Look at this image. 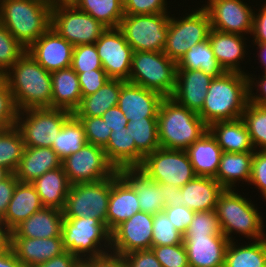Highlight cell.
Masks as SVG:
<instances>
[{"mask_svg":"<svg viewBox=\"0 0 266 267\" xmlns=\"http://www.w3.org/2000/svg\"><path fill=\"white\" fill-rule=\"evenodd\" d=\"M158 140L161 148L186 150L207 131L208 125L198 113L164 97L159 105Z\"/></svg>","mask_w":266,"mask_h":267,"instance_id":"3","label":"cell"},{"mask_svg":"<svg viewBox=\"0 0 266 267\" xmlns=\"http://www.w3.org/2000/svg\"><path fill=\"white\" fill-rule=\"evenodd\" d=\"M223 234L215 210L195 212L184 236H205Z\"/></svg>","mask_w":266,"mask_h":267,"instance_id":"47","label":"cell"},{"mask_svg":"<svg viewBox=\"0 0 266 267\" xmlns=\"http://www.w3.org/2000/svg\"><path fill=\"white\" fill-rule=\"evenodd\" d=\"M141 211L135 189L116 171L111 176L106 225L112 232L123 221Z\"/></svg>","mask_w":266,"mask_h":267,"instance_id":"20","label":"cell"},{"mask_svg":"<svg viewBox=\"0 0 266 267\" xmlns=\"http://www.w3.org/2000/svg\"><path fill=\"white\" fill-rule=\"evenodd\" d=\"M76 267H90L85 261L81 260Z\"/></svg>","mask_w":266,"mask_h":267,"instance_id":"69","label":"cell"},{"mask_svg":"<svg viewBox=\"0 0 266 267\" xmlns=\"http://www.w3.org/2000/svg\"><path fill=\"white\" fill-rule=\"evenodd\" d=\"M62 166V160L51 147H25L14 172L19 182L32 183L49 170Z\"/></svg>","mask_w":266,"mask_h":267,"instance_id":"27","label":"cell"},{"mask_svg":"<svg viewBox=\"0 0 266 267\" xmlns=\"http://www.w3.org/2000/svg\"><path fill=\"white\" fill-rule=\"evenodd\" d=\"M9 232L4 228L3 222L0 219V249L8 245Z\"/></svg>","mask_w":266,"mask_h":267,"instance_id":"64","label":"cell"},{"mask_svg":"<svg viewBox=\"0 0 266 267\" xmlns=\"http://www.w3.org/2000/svg\"><path fill=\"white\" fill-rule=\"evenodd\" d=\"M242 119L247 126L254 149L266 150V105L249 102Z\"/></svg>","mask_w":266,"mask_h":267,"instance_id":"43","label":"cell"},{"mask_svg":"<svg viewBox=\"0 0 266 267\" xmlns=\"http://www.w3.org/2000/svg\"><path fill=\"white\" fill-rule=\"evenodd\" d=\"M73 47L50 27L26 52L52 73L71 67Z\"/></svg>","mask_w":266,"mask_h":267,"instance_id":"18","label":"cell"},{"mask_svg":"<svg viewBox=\"0 0 266 267\" xmlns=\"http://www.w3.org/2000/svg\"><path fill=\"white\" fill-rule=\"evenodd\" d=\"M207 2V5L202 7L208 13L211 29L240 35L251 34L254 11L243 0H208Z\"/></svg>","mask_w":266,"mask_h":267,"instance_id":"17","label":"cell"},{"mask_svg":"<svg viewBox=\"0 0 266 267\" xmlns=\"http://www.w3.org/2000/svg\"><path fill=\"white\" fill-rule=\"evenodd\" d=\"M103 149L108 162L116 171L135 168V142L130 135V128L112 131Z\"/></svg>","mask_w":266,"mask_h":267,"instance_id":"37","label":"cell"},{"mask_svg":"<svg viewBox=\"0 0 266 267\" xmlns=\"http://www.w3.org/2000/svg\"><path fill=\"white\" fill-rule=\"evenodd\" d=\"M84 127L87 143L104 148L112 132L102 117L75 116Z\"/></svg>","mask_w":266,"mask_h":267,"instance_id":"48","label":"cell"},{"mask_svg":"<svg viewBox=\"0 0 266 267\" xmlns=\"http://www.w3.org/2000/svg\"><path fill=\"white\" fill-rule=\"evenodd\" d=\"M185 151L196 176L212 178L216 176L223 152L209 131Z\"/></svg>","mask_w":266,"mask_h":267,"instance_id":"30","label":"cell"},{"mask_svg":"<svg viewBox=\"0 0 266 267\" xmlns=\"http://www.w3.org/2000/svg\"><path fill=\"white\" fill-rule=\"evenodd\" d=\"M103 70L110 79L129 80L133 49L119 27L107 28L95 42Z\"/></svg>","mask_w":266,"mask_h":267,"instance_id":"15","label":"cell"},{"mask_svg":"<svg viewBox=\"0 0 266 267\" xmlns=\"http://www.w3.org/2000/svg\"><path fill=\"white\" fill-rule=\"evenodd\" d=\"M90 267H128L123 256L107 253L103 256L84 260Z\"/></svg>","mask_w":266,"mask_h":267,"instance_id":"60","label":"cell"},{"mask_svg":"<svg viewBox=\"0 0 266 267\" xmlns=\"http://www.w3.org/2000/svg\"><path fill=\"white\" fill-rule=\"evenodd\" d=\"M51 79V108L67 110L73 114L82 98L78 74L69 67L52 72Z\"/></svg>","mask_w":266,"mask_h":267,"instance_id":"32","label":"cell"},{"mask_svg":"<svg viewBox=\"0 0 266 267\" xmlns=\"http://www.w3.org/2000/svg\"><path fill=\"white\" fill-rule=\"evenodd\" d=\"M8 244L24 267H32L65 252L62 237H9Z\"/></svg>","mask_w":266,"mask_h":267,"instance_id":"23","label":"cell"},{"mask_svg":"<svg viewBox=\"0 0 266 267\" xmlns=\"http://www.w3.org/2000/svg\"><path fill=\"white\" fill-rule=\"evenodd\" d=\"M41 199L31 183L18 182L4 218V228L11 232L22 221L43 208Z\"/></svg>","mask_w":266,"mask_h":267,"instance_id":"28","label":"cell"},{"mask_svg":"<svg viewBox=\"0 0 266 267\" xmlns=\"http://www.w3.org/2000/svg\"><path fill=\"white\" fill-rule=\"evenodd\" d=\"M162 267H189L184 243L178 245L152 246Z\"/></svg>","mask_w":266,"mask_h":267,"instance_id":"49","label":"cell"},{"mask_svg":"<svg viewBox=\"0 0 266 267\" xmlns=\"http://www.w3.org/2000/svg\"><path fill=\"white\" fill-rule=\"evenodd\" d=\"M51 28L73 46L94 44L107 29L74 5L52 6Z\"/></svg>","mask_w":266,"mask_h":267,"instance_id":"13","label":"cell"},{"mask_svg":"<svg viewBox=\"0 0 266 267\" xmlns=\"http://www.w3.org/2000/svg\"><path fill=\"white\" fill-rule=\"evenodd\" d=\"M138 169L155 182L178 188L196 177L185 150L160 147L145 156Z\"/></svg>","mask_w":266,"mask_h":267,"instance_id":"12","label":"cell"},{"mask_svg":"<svg viewBox=\"0 0 266 267\" xmlns=\"http://www.w3.org/2000/svg\"><path fill=\"white\" fill-rule=\"evenodd\" d=\"M44 207L63 210L71 184L63 167L47 171L31 183Z\"/></svg>","mask_w":266,"mask_h":267,"instance_id":"33","label":"cell"},{"mask_svg":"<svg viewBox=\"0 0 266 267\" xmlns=\"http://www.w3.org/2000/svg\"><path fill=\"white\" fill-rule=\"evenodd\" d=\"M72 115L67 110L57 108L20 110L15 126L21 133L25 147H51L63 124Z\"/></svg>","mask_w":266,"mask_h":267,"instance_id":"8","label":"cell"},{"mask_svg":"<svg viewBox=\"0 0 266 267\" xmlns=\"http://www.w3.org/2000/svg\"><path fill=\"white\" fill-rule=\"evenodd\" d=\"M61 235L64 250L80 260L100 257L111 252V231L98 219L63 218Z\"/></svg>","mask_w":266,"mask_h":267,"instance_id":"6","label":"cell"},{"mask_svg":"<svg viewBox=\"0 0 266 267\" xmlns=\"http://www.w3.org/2000/svg\"><path fill=\"white\" fill-rule=\"evenodd\" d=\"M264 74L259 76L258 80L255 81V78H252L251 74L248 75V80H249V102L253 104H258V105H266V73L263 72ZM254 83V84H253ZM256 83V84H255ZM255 85V86H253ZM253 87H255L256 94L259 92L260 94H255L253 93ZM259 90V91H258ZM254 94V95H253Z\"/></svg>","mask_w":266,"mask_h":267,"instance_id":"59","label":"cell"},{"mask_svg":"<svg viewBox=\"0 0 266 267\" xmlns=\"http://www.w3.org/2000/svg\"><path fill=\"white\" fill-rule=\"evenodd\" d=\"M208 40L211 44L214 57L225 72L245 73L240 67L246 54V37L240 34L221 32L211 29ZM241 60V61H240Z\"/></svg>","mask_w":266,"mask_h":267,"instance_id":"24","label":"cell"},{"mask_svg":"<svg viewBox=\"0 0 266 267\" xmlns=\"http://www.w3.org/2000/svg\"><path fill=\"white\" fill-rule=\"evenodd\" d=\"M81 260L74 254L65 251L64 253L49 259L48 261L32 267H76Z\"/></svg>","mask_w":266,"mask_h":267,"instance_id":"61","label":"cell"},{"mask_svg":"<svg viewBox=\"0 0 266 267\" xmlns=\"http://www.w3.org/2000/svg\"><path fill=\"white\" fill-rule=\"evenodd\" d=\"M248 103V75L225 72L211 81L198 115L208 126L216 121L235 120L242 118Z\"/></svg>","mask_w":266,"mask_h":267,"instance_id":"2","label":"cell"},{"mask_svg":"<svg viewBox=\"0 0 266 267\" xmlns=\"http://www.w3.org/2000/svg\"><path fill=\"white\" fill-rule=\"evenodd\" d=\"M123 8L127 15L170 13L167 11V0H127Z\"/></svg>","mask_w":266,"mask_h":267,"instance_id":"51","label":"cell"},{"mask_svg":"<svg viewBox=\"0 0 266 267\" xmlns=\"http://www.w3.org/2000/svg\"><path fill=\"white\" fill-rule=\"evenodd\" d=\"M153 214L140 211L111 232V253L123 256L151 249Z\"/></svg>","mask_w":266,"mask_h":267,"instance_id":"16","label":"cell"},{"mask_svg":"<svg viewBox=\"0 0 266 267\" xmlns=\"http://www.w3.org/2000/svg\"><path fill=\"white\" fill-rule=\"evenodd\" d=\"M84 127L79 119L72 115L62 126L51 148L61 160L76 153L85 145Z\"/></svg>","mask_w":266,"mask_h":267,"instance_id":"41","label":"cell"},{"mask_svg":"<svg viewBox=\"0 0 266 267\" xmlns=\"http://www.w3.org/2000/svg\"><path fill=\"white\" fill-rule=\"evenodd\" d=\"M163 212L168 216L172 224L175 225V228L183 235L186 233L195 215L194 211L182 205L165 207Z\"/></svg>","mask_w":266,"mask_h":267,"instance_id":"54","label":"cell"},{"mask_svg":"<svg viewBox=\"0 0 266 267\" xmlns=\"http://www.w3.org/2000/svg\"><path fill=\"white\" fill-rule=\"evenodd\" d=\"M63 218L62 210L51 207H43L9 232V237H62L61 232Z\"/></svg>","mask_w":266,"mask_h":267,"instance_id":"25","label":"cell"},{"mask_svg":"<svg viewBox=\"0 0 266 267\" xmlns=\"http://www.w3.org/2000/svg\"><path fill=\"white\" fill-rule=\"evenodd\" d=\"M123 257L128 267H162L152 249L130 252Z\"/></svg>","mask_w":266,"mask_h":267,"instance_id":"55","label":"cell"},{"mask_svg":"<svg viewBox=\"0 0 266 267\" xmlns=\"http://www.w3.org/2000/svg\"><path fill=\"white\" fill-rule=\"evenodd\" d=\"M189 267H224L225 252L229 243L224 234L184 236Z\"/></svg>","mask_w":266,"mask_h":267,"instance_id":"21","label":"cell"},{"mask_svg":"<svg viewBox=\"0 0 266 267\" xmlns=\"http://www.w3.org/2000/svg\"><path fill=\"white\" fill-rule=\"evenodd\" d=\"M177 70H201L214 78L225 73L214 57L209 40L192 46L177 63Z\"/></svg>","mask_w":266,"mask_h":267,"instance_id":"39","label":"cell"},{"mask_svg":"<svg viewBox=\"0 0 266 267\" xmlns=\"http://www.w3.org/2000/svg\"><path fill=\"white\" fill-rule=\"evenodd\" d=\"M214 77L201 70H177L173 98L179 105L198 113Z\"/></svg>","mask_w":266,"mask_h":267,"instance_id":"22","label":"cell"},{"mask_svg":"<svg viewBox=\"0 0 266 267\" xmlns=\"http://www.w3.org/2000/svg\"><path fill=\"white\" fill-rule=\"evenodd\" d=\"M51 11L31 0H0V24L27 50L51 27Z\"/></svg>","mask_w":266,"mask_h":267,"instance_id":"4","label":"cell"},{"mask_svg":"<svg viewBox=\"0 0 266 267\" xmlns=\"http://www.w3.org/2000/svg\"><path fill=\"white\" fill-rule=\"evenodd\" d=\"M235 243L227 245L224 267H266V238L244 246Z\"/></svg>","mask_w":266,"mask_h":267,"instance_id":"38","label":"cell"},{"mask_svg":"<svg viewBox=\"0 0 266 267\" xmlns=\"http://www.w3.org/2000/svg\"><path fill=\"white\" fill-rule=\"evenodd\" d=\"M123 4L127 1V0H120Z\"/></svg>","mask_w":266,"mask_h":267,"instance_id":"70","label":"cell"},{"mask_svg":"<svg viewBox=\"0 0 266 267\" xmlns=\"http://www.w3.org/2000/svg\"><path fill=\"white\" fill-rule=\"evenodd\" d=\"M253 156L254 152H223L214 178L224 189H236L237 181L249 183Z\"/></svg>","mask_w":266,"mask_h":267,"instance_id":"34","label":"cell"},{"mask_svg":"<svg viewBox=\"0 0 266 267\" xmlns=\"http://www.w3.org/2000/svg\"><path fill=\"white\" fill-rule=\"evenodd\" d=\"M19 180L12 173L8 178L0 182V219L5 216L7 207L12 199L14 189Z\"/></svg>","mask_w":266,"mask_h":267,"instance_id":"57","label":"cell"},{"mask_svg":"<svg viewBox=\"0 0 266 267\" xmlns=\"http://www.w3.org/2000/svg\"><path fill=\"white\" fill-rule=\"evenodd\" d=\"M120 175L135 189L141 211L157 214L165 208L163 190L160 183L148 178L138 168H126Z\"/></svg>","mask_w":266,"mask_h":267,"instance_id":"31","label":"cell"},{"mask_svg":"<svg viewBox=\"0 0 266 267\" xmlns=\"http://www.w3.org/2000/svg\"><path fill=\"white\" fill-rule=\"evenodd\" d=\"M79 10L88 13L107 28H117L124 17L123 3L120 0H77Z\"/></svg>","mask_w":266,"mask_h":267,"instance_id":"40","label":"cell"},{"mask_svg":"<svg viewBox=\"0 0 266 267\" xmlns=\"http://www.w3.org/2000/svg\"><path fill=\"white\" fill-rule=\"evenodd\" d=\"M111 177L70 186L62 210L64 218H95L106 224Z\"/></svg>","mask_w":266,"mask_h":267,"instance_id":"11","label":"cell"},{"mask_svg":"<svg viewBox=\"0 0 266 267\" xmlns=\"http://www.w3.org/2000/svg\"><path fill=\"white\" fill-rule=\"evenodd\" d=\"M181 189V205L194 212L215 210L224 188L212 177L196 176Z\"/></svg>","mask_w":266,"mask_h":267,"instance_id":"26","label":"cell"},{"mask_svg":"<svg viewBox=\"0 0 266 267\" xmlns=\"http://www.w3.org/2000/svg\"><path fill=\"white\" fill-rule=\"evenodd\" d=\"M82 97L96 93L110 78L104 70L77 73Z\"/></svg>","mask_w":266,"mask_h":267,"instance_id":"53","label":"cell"},{"mask_svg":"<svg viewBox=\"0 0 266 267\" xmlns=\"http://www.w3.org/2000/svg\"><path fill=\"white\" fill-rule=\"evenodd\" d=\"M71 68L76 73L103 70L94 44H81L73 47Z\"/></svg>","mask_w":266,"mask_h":267,"instance_id":"46","label":"cell"},{"mask_svg":"<svg viewBox=\"0 0 266 267\" xmlns=\"http://www.w3.org/2000/svg\"><path fill=\"white\" fill-rule=\"evenodd\" d=\"M168 14L124 15L119 28L134 52L164 51L171 17Z\"/></svg>","mask_w":266,"mask_h":267,"instance_id":"10","label":"cell"},{"mask_svg":"<svg viewBox=\"0 0 266 267\" xmlns=\"http://www.w3.org/2000/svg\"><path fill=\"white\" fill-rule=\"evenodd\" d=\"M183 240L184 235L175 228L163 211L153 215L152 246L178 245Z\"/></svg>","mask_w":266,"mask_h":267,"instance_id":"44","label":"cell"},{"mask_svg":"<svg viewBox=\"0 0 266 267\" xmlns=\"http://www.w3.org/2000/svg\"><path fill=\"white\" fill-rule=\"evenodd\" d=\"M177 63L168 58L164 52H133L129 80L132 84L142 86L171 97L176 86Z\"/></svg>","mask_w":266,"mask_h":267,"instance_id":"7","label":"cell"},{"mask_svg":"<svg viewBox=\"0 0 266 267\" xmlns=\"http://www.w3.org/2000/svg\"><path fill=\"white\" fill-rule=\"evenodd\" d=\"M163 98L156 91L121 80L117 106L126 115L129 122L143 118H157L159 105Z\"/></svg>","mask_w":266,"mask_h":267,"instance_id":"19","label":"cell"},{"mask_svg":"<svg viewBox=\"0 0 266 267\" xmlns=\"http://www.w3.org/2000/svg\"><path fill=\"white\" fill-rule=\"evenodd\" d=\"M120 79H109L96 93L81 98L74 116L101 117L108 109L118 105Z\"/></svg>","mask_w":266,"mask_h":267,"instance_id":"35","label":"cell"},{"mask_svg":"<svg viewBox=\"0 0 266 267\" xmlns=\"http://www.w3.org/2000/svg\"><path fill=\"white\" fill-rule=\"evenodd\" d=\"M25 145L16 126L0 130V166L14 173L18 167Z\"/></svg>","mask_w":266,"mask_h":267,"instance_id":"42","label":"cell"},{"mask_svg":"<svg viewBox=\"0 0 266 267\" xmlns=\"http://www.w3.org/2000/svg\"><path fill=\"white\" fill-rule=\"evenodd\" d=\"M77 0H53V6L74 5Z\"/></svg>","mask_w":266,"mask_h":267,"instance_id":"66","label":"cell"},{"mask_svg":"<svg viewBox=\"0 0 266 267\" xmlns=\"http://www.w3.org/2000/svg\"><path fill=\"white\" fill-rule=\"evenodd\" d=\"M20 110L51 108L52 79L27 52L3 75Z\"/></svg>","mask_w":266,"mask_h":267,"instance_id":"1","label":"cell"},{"mask_svg":"<svg viewBox=\"0 0 266 267\" xmlns=\"http://www.w3.org/2000/svg\"><path fill=\"white\" fill-rule=\"evenodd\" d=\"M31 1H35V2H38V3H42V4H47V5L53 6V0H31Z\"/></svg>","mask_w":266,"mask_h":267,"instance_id":"68","label":"cell"},{"mask_svg":"<svg viewBox=\"0 0 266 267\" xmlns=\"http://www.w3.org/2000/svg\"><path fill=\"white\" fill-rule=\"evenodd\" d=\"M208 131L216 139L222 152H254L250 134L242 118L216 121L208 126Z\"/></svg>","mask_w":266,"mask_h":267,"instance_id":"29","label":"cell"},{"mask_svg":"<svg viewBox=\"0 0 266 267\" xmlns=\"http://www.w3.org/2000/svg\"><path fill=\"white\" fill-rule=\"evenodd\" d=\"M18 109L6 80L0 79V130L15 126Z\"/></svg>","mask_w":266,"mask_h":267,"instance_id":"50","label":"cell"},{"mask_svg":"<svg viewBox=\"0 0 266 267\" xmlns=\"http://www.w3.org/2000/svg\"><path fill=\"white\" fill-rule=\"evenodd\" d=\"M249 184L256 186L266 201V150L254 151Z\"/></svg>","mask_w":266,"mask_h":267,"instance_id":"52","label":"cell"},{"mask_svg":"<svg viewBox=\"0 0 266 267\" xmlns=\"http://www.w3.org/2000/svg\"><path fill=\"white\" fill-rule=\"evenodd\" d=\"M163 190L164 206L172 207L181 205V189L166 183L160 184Z\"/></svg>","mask_w":266,"mask_h":267,"instance_id":"62","label":"cell"},{"mask_svg":"<svg viewBox=\"0 0 266 267\" xmlns=\"http://www.w3.org/2000/svg\"><path fill=\"white\" fill-rule=\"evenodd\" d=\"M215 211L222 233L229 241L235 240L231 235L234 232L247 239L251 238V241L266 238L263 217L259 210L235 189H224L218 197Z\"/></svg>","mask_w":266,"mask_h":267,"instance_id":"5","label":"cell"},{"mask_svg":"<svg viewBox=\"0 0 266 267\" xmlns=\"http://www.w3.org/2000/svg\"><path fill=\"white\" fill-rule=\"evenodd\" d=\"M25 52L23 46L0 24V73L4 75Z\"/></svg>","mask_w":266,"mask_h":267,"instance_id":"45","label":"cell"},{"mask_svg":"<svg viewBox=\"0 0 266 267\" xmlns=\"http://www.w3.org/2000/svg\"><path fill=\"white\" fill-rule=\"evenodd\" d=\"M256 45H258V50H260L259 51V57H260V59H259V62H261V64L263 65V69H264V71L263 72H265L266 73V44H255V46Z\"/></svg>","mask_w":266,"mask_h":267,"instance_id":"65","label":"cell"},{"mask_svg":"<svg viewBox=\"0 0 266 267\" xmlns=\"http://www.w3.org/2000/svg\"><path fill=\"white\" fill-rule=\"evenodd\" d=\"M193 12V13H192ZM183 17L169 19L164 54L178 63L192 46L208 40L211 22L207 11L201 7Z\"/></svg>","mask_w":266,"mask_h":267,"instance_id":"9","label":"cell"},{"mask_svg":"<svg viewBox=\"0 0 266 267\" xmlns=\"http://www.w3.org/2000/svg\"><path fill=\"white\" fill-rule=\"evenodd\" d=\"M11 174L12 173L8 169L0 166V182L8 178Z\"/></svg>","mask_w":266,"mask_h":267,"instance_id":"67","label":"cell"},{"mask_svg":"<svg viewBox=\"0 0 266 267\" xmlns=\"http://www.w3.org/2000/svg\"><path fill=\"white\" fill-rule=\"evenodd\" d=\"M0 267H24L8 244L0 249Z\"/></svg>","mask_w":266,"mask_h":267,"instance_id":"63","label":"cell"},{"mask_svg":"<svg viewBox=\"0 0 266 267\" xmlns=\"http://www.w3.org/2000/svg\"><path fill=\"white\" fill-rule=\"evenodd\" d=\"M157 127L158 118H143L127 124L135 142V168L141 165L145 156L160 148Z\"/></svg>","mask_w":266,"mask_h":267,"instance_id":"36","label":"cell"},{"mask_svg":"<svg viewBox=\"0 0 266 267\" xmlns=\"http://www.w3.org/2000/svg\"><path fill=\"white\" fill-rule=\"evenodd\" d=\"M101 117L112 131L122 130L129 123L128 118L118 106L108 109Z\"/></svg>","mask_w":266,"mask_h":267,"instance_id":"58","label":"cell"},{"mask_svg":"<svg viewBox=\"0 0 266 267\" xmlns=\"http://www.w3.org/2000/svg\"><path fill=\"white\" fill-rule=\"evenodd\" d=\"M253 43L266 44V2L261 6L259 12L253 13L252 32Z\"/></svg>","mask_w":266,"mask_h":267,"instance_id":"56","label":"cell"},{"mask_svg":"<svg viewBox=\"0 0 266 267\" xmlns=\"http://www.w3.org/2000/svg\"><path fill=\"white\" fill-rule=\"evenodd\" d=\"M62 167L71 185L97 182L111 177L116 169L108 162L104 149L90 143L62 160Z\"/></svg>","mask_w":266,"mask_h":267,"instance_id":"14","label":"cell"}]
</instances>
